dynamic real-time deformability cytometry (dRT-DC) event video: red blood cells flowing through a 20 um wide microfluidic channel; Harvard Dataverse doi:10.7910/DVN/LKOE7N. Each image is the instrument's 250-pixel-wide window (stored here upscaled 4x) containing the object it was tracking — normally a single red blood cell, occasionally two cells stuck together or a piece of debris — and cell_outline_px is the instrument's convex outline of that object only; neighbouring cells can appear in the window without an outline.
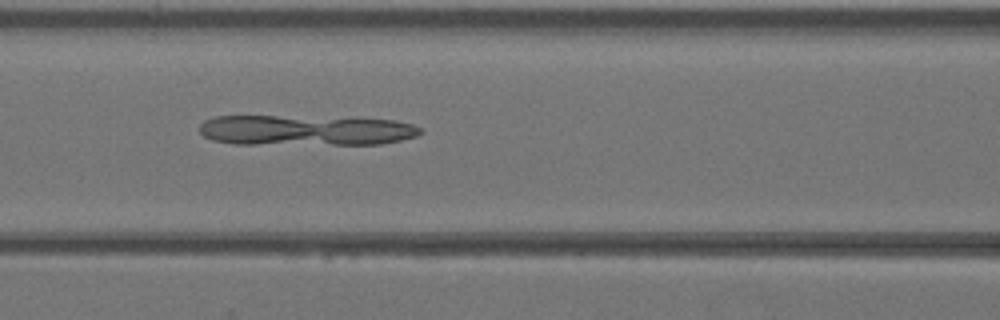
{"species": "Egyptian fruit bat (a non-hibernating species)", "species_latin": "Rousettus aegyptiacus", "temperature_condition": "warm", "stored_images_in_passage": 18, "camera_frame_rate_fps": 3000, "um_per_image_px": 0.085, "animal": {"sex": "female"}, "frame": {"image": 1, "passage_image": 18, "time_ms": 5.667, "image_size_px": [1000, 320], "cell_outline_px": [[424, 132], [416, 136], [400, 140], [380, 144], [232, 144], [212, 140], [204, 136], [200, 132], [200, 124], [204, 120], [216, 116], [356, 116], [396, 120], [412, 124], [420, 128]], "centroid_in_image_um": [26.03, 11.05], "position_along_channel_um": 140.6, "area_um2": 40.23}}